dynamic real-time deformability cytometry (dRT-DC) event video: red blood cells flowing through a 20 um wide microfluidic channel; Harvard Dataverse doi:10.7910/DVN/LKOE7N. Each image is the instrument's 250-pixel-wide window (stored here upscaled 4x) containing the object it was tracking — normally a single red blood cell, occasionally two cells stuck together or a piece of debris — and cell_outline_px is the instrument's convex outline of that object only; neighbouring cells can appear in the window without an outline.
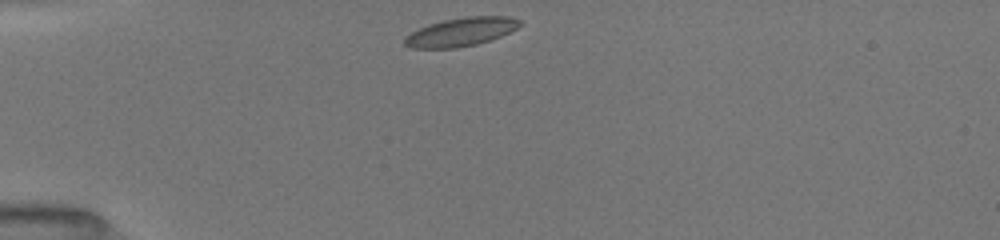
{"species": "common noctule bat (a hibernating species)", "species_latin": "Nyctalus noctula", "temperature_condition": "room temperature", "stored_images_in_passage": 15, "camera_frame_rate_fps": 3000, "um_per_image_px": 0.085, "animal": {"sex": "female", "body_mass_g": 19.5, "forearm_length_mm": 54.1}, "frame": {"image": 1, "passage_image": 1, "time_ms": 0.0, "image_size_px": [1000, 240], "cell_outline_px": [[520, 24], [516, 28], [500, 36], [476, 44], [456, 48], [412, 48], [404, 44], [404, 36], [428, 24], [444, 20], [468, 16], [508, 16], [520, 20]], "centroid_in_image_um": [39.14, 2.71], "position_along_channel_um": 45.9, "area_um2": 18.9}}
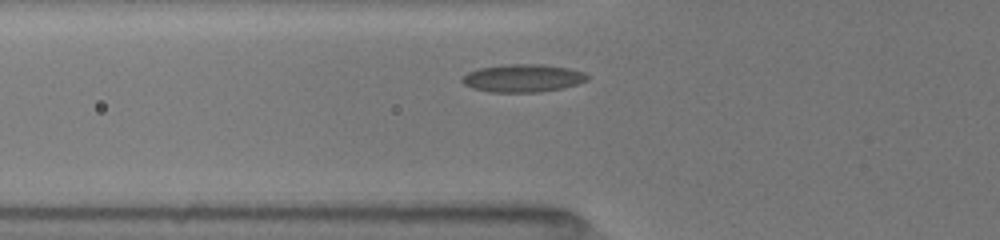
{"frame": {"image": 2, "passage_image": 10, "time_ms": 1.667, "image_size_px": [1000, 240], "cell_outline_px": [[588, 80], [564, 88], [540, 92], [488, 92], [472, 88], [464, 84], [460, 80], [468, 72], [480, 68], [504, 64], [540, 64], [568, 68], [580, 72], [588, 76]], "centroid_in_image_um": [44.4, 6.65], "position_along_channel_um": 81.4, "area_um2": 20.23}}